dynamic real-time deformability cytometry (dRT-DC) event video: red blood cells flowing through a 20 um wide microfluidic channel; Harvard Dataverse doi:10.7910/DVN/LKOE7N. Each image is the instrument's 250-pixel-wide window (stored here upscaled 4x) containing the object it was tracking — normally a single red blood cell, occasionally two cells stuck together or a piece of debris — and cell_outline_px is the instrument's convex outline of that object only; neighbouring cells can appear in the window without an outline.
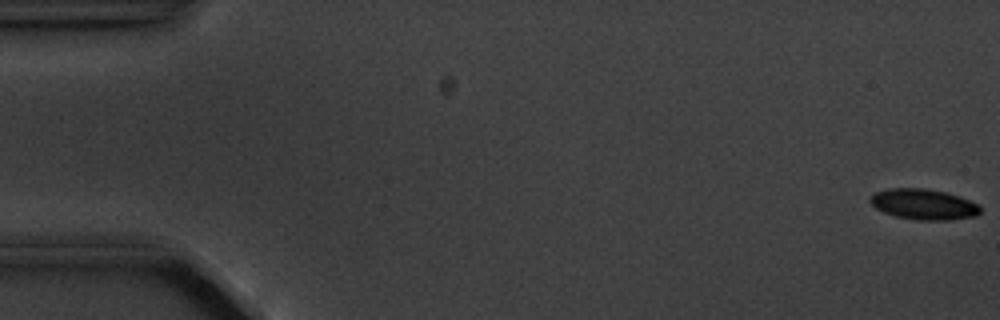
{"species": "common noctule bat (a hibernating species)", "species_latin": "Nyctalus noctula", "temperature_condition": "cold", "stored_images_in_passage": 5, "camera_frame_rate_fps": 3000, "um_per_image_px": 0.085, "animal": {"sex": "male", "body_mass_g": 20.1, "forearm_length_mm": 53.5}, "frame": {"image": 1, "passage_image": 1, "time_ms": 0.0, "image_size_px": [1000, 320], "cell_outline_px": [[980, 212], [976, 216], [948, 220], [916, 220], [896, 216], [884, 212], [876, 208], [868, 200], [876, 192], [888, 188], [924, 188], [948, 192], [960, 196], [980, 204]], "centroid_in_image_um": [78.54, 17.36], "position_along_channel_um": 6.5, "area_um2": 19.77}}